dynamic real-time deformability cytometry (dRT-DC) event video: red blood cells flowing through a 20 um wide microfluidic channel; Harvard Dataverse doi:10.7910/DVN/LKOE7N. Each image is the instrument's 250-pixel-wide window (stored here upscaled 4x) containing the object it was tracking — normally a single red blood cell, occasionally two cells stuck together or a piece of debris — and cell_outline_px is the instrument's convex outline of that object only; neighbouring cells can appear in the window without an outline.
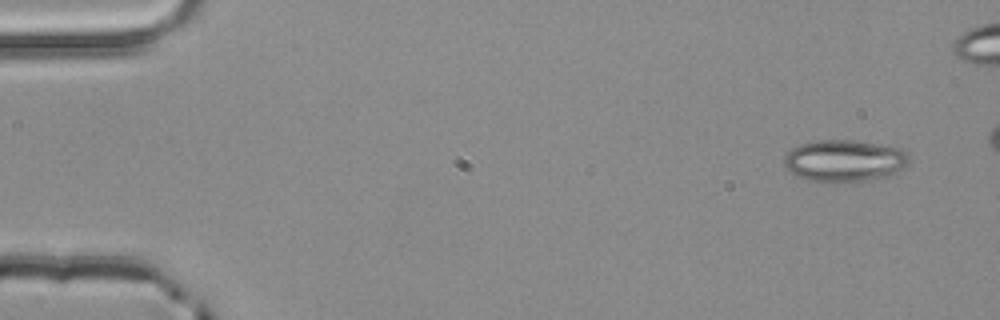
{"species": "common noctule bat (a hibernating species)", "species_latin": "Nyctalus noctula", "temperature_condition": "room temperature", "stored_images_in_passage": 4, "camera_frame_rate_fps": 3000, "um_per_image_px": 0.085, "animal": {"sex": "male", "body_mass_g": 20.4}, "frame": {"image": 1, "passage_image": 1, "time_ms": 0.0, "image_size_px": [1000, 320], "cell_outline_px": [[908, 168], [888, 176], [868, 180], [808, 180], [792, 172], [784, 164], [784, 156], [792, 148], [800, 144], [820, 140], [856, 140], [880, 144], [900, 148], [908, 152]], "centroid_in_image_um": [71.85, 13.63], "position_along_channel_um": 13.2, "area_um2": 30.11}}